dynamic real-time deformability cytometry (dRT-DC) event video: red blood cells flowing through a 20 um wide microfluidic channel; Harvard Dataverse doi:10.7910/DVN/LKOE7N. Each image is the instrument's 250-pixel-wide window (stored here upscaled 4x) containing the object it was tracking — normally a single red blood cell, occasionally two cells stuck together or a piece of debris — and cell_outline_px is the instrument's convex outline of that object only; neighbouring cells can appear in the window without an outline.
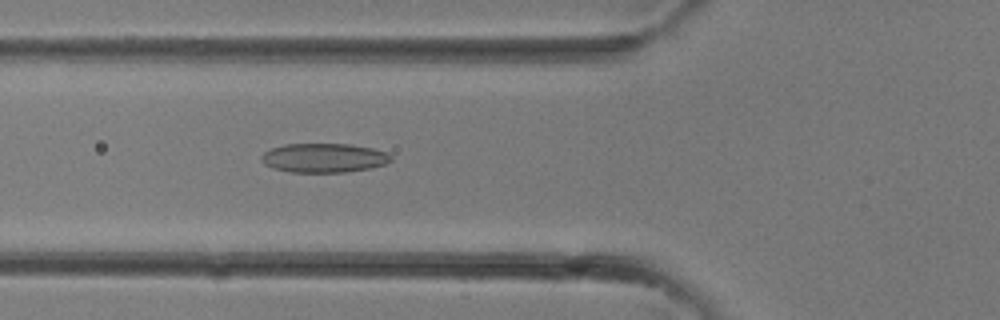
{"species": "common noctule bat (a hibernating species)", "species_latin": "Nyctalus noctula", "temperature_condition": "room temperature", "stored_images_in_passage": 13, "camera_frame_rate_fps": 3000, "um_per_image_px": 0.085, "animal": {"sex": "female"}, "frame": {"image": 1, "passage_image": 11, "time_ms": 3.333, "image_size_px": [1000, 320], "cell_outline_px": [[392, 160], [384, 164], [372, 168], [344, 172], [288, 172], [272, 168], [264, 164], [260, 160], [260, 156], [264, 152], [272, 148], [284, 144], [352, 144], [372, 148], [388, 152], [392, 156]], "centroid_in_image_um": [27.52, 13.42], "position_along_channel_um": 98.3, "area_um2": 22.25}}
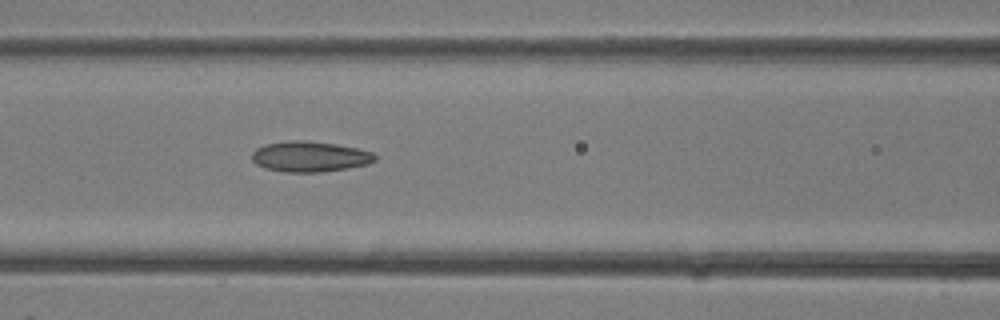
{"frame": {"image": 2, "passage_image": 13, "time_ms": 4.0, "image_size_px": [1000, 320], "cell_outline_px": [[376, 160], [368, 164], [348, 168], [320, 172], [284, 172], [264, 168], [256, 164], [252, 160], [252, 152], [256, 148], [264, 144], [288, 140], [304, 140], [336, 144], [356, 148], [372, 152], [376, 156]], "centroid_in_image_um": [26.3, 13.3], "position_along_channel_um": 140.3, "area_um2": 22.02}}